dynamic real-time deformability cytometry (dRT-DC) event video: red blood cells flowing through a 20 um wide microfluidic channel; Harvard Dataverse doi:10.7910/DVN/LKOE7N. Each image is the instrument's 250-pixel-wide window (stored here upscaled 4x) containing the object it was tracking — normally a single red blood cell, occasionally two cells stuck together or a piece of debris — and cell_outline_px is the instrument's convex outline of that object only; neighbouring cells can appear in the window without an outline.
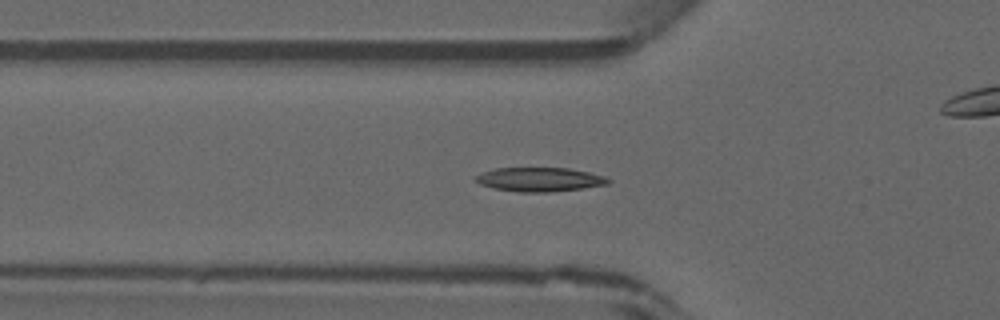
{"species": "common noctule bat (a hibernating species)", "species_latin": "Nyctalus noctula", "temperature_condition": "warm", "stored_images_in_passage": 34, "camera_frame_rate_fps": 3000, "um_per_image_px": 0.085, "animal": {"sex": "male", "forearm_length_mm": 52.5}, "frame": {"image": 1, "passage_image": 6, "time_ms": 1.667, "image_size_px": [1000, 320], "cell_outline_px": [[612, 180], [608, 184], [580, 188], [548, 192], [520, 192], [492, 188], [480, 184], [476, 180], [476, 176], [484, 172], [496, 168], [568, 168], [608, 176]], "centroid_in_image_um": [45.91, 15.25], "position_along_channel_um": 79.9, "area_um2": 18.44}}
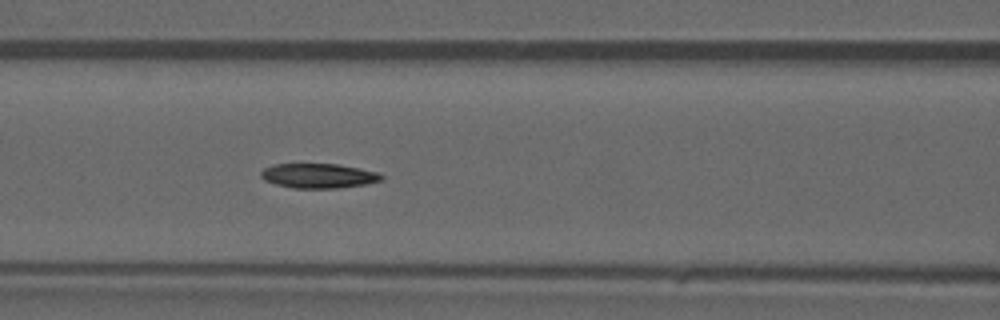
{"frame": {"image": 2, "passage_image": 10, "time_ms": 3.0, "image_size_px": [1000, 320], "cell_outline_px": [[384, 180], [364, 184], [336, 188], [292, 188], [276, 184], [264, 180], [260, 176], [260, 172], [264, 168], [272, 164], [336, 164], [380, 172], [384, 176]], "centroid_in_image_um": [27.07, 14.94], "position_along_channel_um": 139.5, "area_um2": 17.34}}